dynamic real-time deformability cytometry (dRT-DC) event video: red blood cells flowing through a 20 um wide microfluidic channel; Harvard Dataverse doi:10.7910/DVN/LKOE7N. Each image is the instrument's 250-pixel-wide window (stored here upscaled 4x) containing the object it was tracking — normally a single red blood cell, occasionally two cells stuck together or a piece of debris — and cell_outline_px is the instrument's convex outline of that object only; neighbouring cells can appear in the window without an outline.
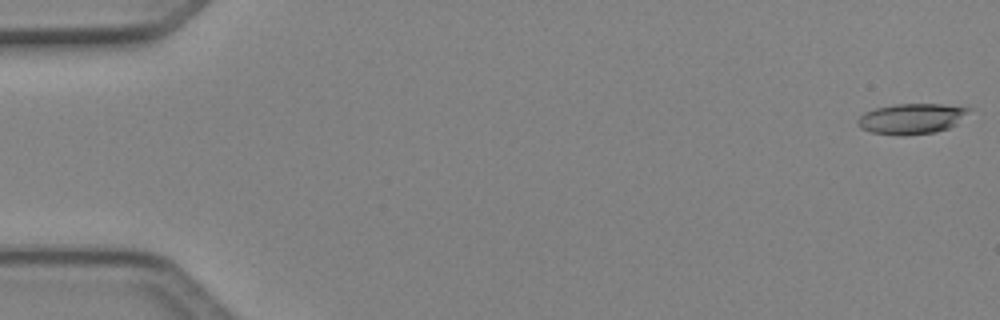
{"species": "Egyptian fruit bat (a non-hibernating species)", "species_latin": "Rousettus aegyptiacus", "temperature_condition": "cold", "stored_images_in_passage": 51, "camera_frame_rate_fps": 3000, "um_per_image_px": 0.085, "animal": {"sex": "female"}, "frame": {"image": 1, "passage_image": 1, "time_ms": 0.0, "image_size_px": [1000, 320], "cell_outline_px": [[972, 108], [956, 124], [948, 128], [936, 132], [900, 136], [872, 132], [860, 128], [856, 124], [856, 120], [864, 112], [872, 108], [896, 104], [940, 104]], "centroid_in_image_um": [77.43, 10.09], "position_along_channel_um": 7.6, "area_um2": 19.83}}
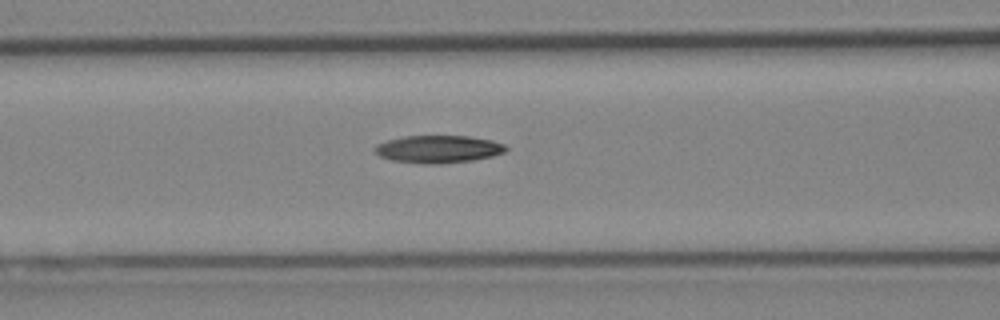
{"frame": {"image": 2, "passage_image": 21, "time_ms": 6.667, "image_size_px": [1000, 320], "cell_outline_px": [[508, 148], [504, 152], [492, 156], [472, 160], [440, 164], [428, 164], [392, 160], [380, 156], [372, 148], [376, 144], [388, 140], [404, 136], [468, 136], [492, 140], [504, 144]], "centroid_in_image_um": [37.25, 12.67], "position_along_channel_um": 129.4, "area_um2": 20.98}}
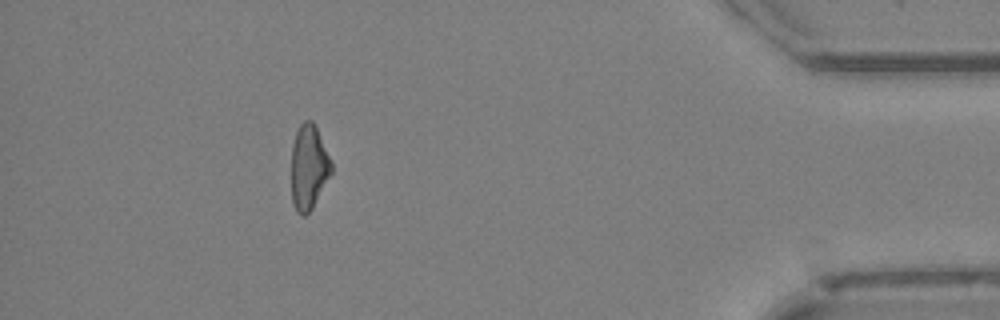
{"frame": {"image": 3, "passage_image": 45, "time_ms": 14.667, "image_size_px": [1000, 320], "cell_outline_px": [[332, 172], [312, 208], [304, 216], [296, 212], [292, 200], [292, 144], [296, 132], [300, 124], [304, 120], [312, 120], [316, 124], [332, 160]], "centroid_in_image_um": [26.26, 14.16], "position_along_channel_um": 408.9, "area_um2": 19.94}, "authors_computed_cell_mechanics": {"area_um2": 20.5768, "velocity_mm_per_s": 4.1498, "shape_relaxation_time_tau1_ms": 6.6045, "shape_relaxation_time_tau2_ms": null, "deformation_change_tau1": 0.1949, "deformation_change_tau2": null}}